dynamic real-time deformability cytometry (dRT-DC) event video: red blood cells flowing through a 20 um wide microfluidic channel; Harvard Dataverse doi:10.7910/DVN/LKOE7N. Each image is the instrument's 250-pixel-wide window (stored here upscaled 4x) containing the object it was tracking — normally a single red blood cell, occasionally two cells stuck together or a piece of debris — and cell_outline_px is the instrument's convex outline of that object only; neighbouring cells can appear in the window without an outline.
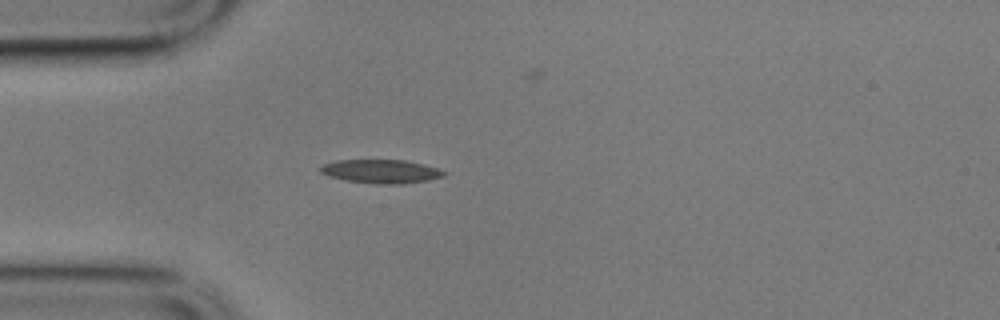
{"species": "common noctule bat (a hibernating species)", "species_latin": "Nyctalus noctula", "temperature_condition": "cold", "stored_images_in_passage": 4, "camera_frame_rate_fps": 3000, "um_per_image_px": 0.085, "animal": {"sex": "male", "body_mass_g": 17.9}, "frame": {"image": 1, "passage_image": 3, "time_ms": 0.667, "image_size_px": [1000, 320], "cell_outline_px": [[448, 172], [444, 176], [428, 180], [404, 184], [376, 184], [344, 180], [328, 176], [320, 172], [320, 168], [324, 164], [336, 160], [404, 160], [424, 164]], "centroid_in_image_um": [32.4, 14.57], "position_along_channel_um": 52.6, "area_um2": 17.11}}